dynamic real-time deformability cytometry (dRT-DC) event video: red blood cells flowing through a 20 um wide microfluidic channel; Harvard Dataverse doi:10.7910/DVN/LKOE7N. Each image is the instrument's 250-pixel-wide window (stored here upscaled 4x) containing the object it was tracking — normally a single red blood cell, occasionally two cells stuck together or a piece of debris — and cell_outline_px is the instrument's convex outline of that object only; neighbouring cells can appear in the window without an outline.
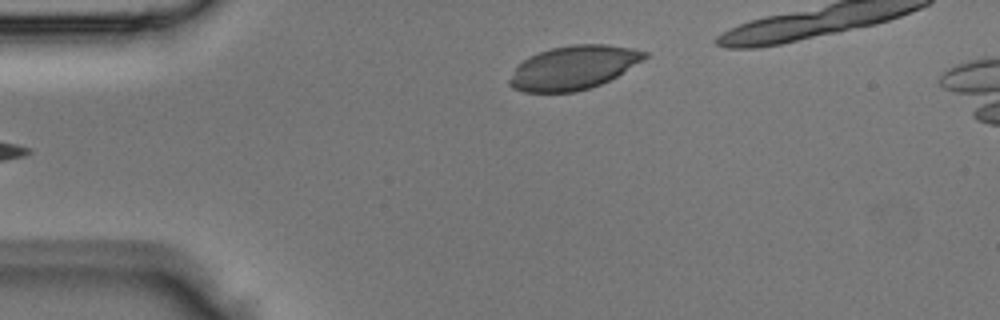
{"species": "Egyptian fruit bat (a non-hibernating species)", "species_latin": "Rousettus aegyptiacus", "temperature_condition": "room temperature", "stored_images_in_passage": 2, "camera_frame_rate_fps": 3000, "um_per_image_px": 0.085, "animal": {"sex": "male"}, "frame": {"image": 1, "passage_image": 2, "time_ms": 0.333, "image_size_px": [1000, 320], "cell_outline_px": [[648, 56], [616, 76], [600, 84], [576, 92], [524, 92], [512, 88], [508, 84], [508, 80], [516, 68], [528, 56], [552, 48], [572, 44], [608, 44], [632, 48], [648, 52]], "centroid_in_image_um": [48.73, 5.74], "position_along_channel_um": 36.3, "area_um2": 34.1}}